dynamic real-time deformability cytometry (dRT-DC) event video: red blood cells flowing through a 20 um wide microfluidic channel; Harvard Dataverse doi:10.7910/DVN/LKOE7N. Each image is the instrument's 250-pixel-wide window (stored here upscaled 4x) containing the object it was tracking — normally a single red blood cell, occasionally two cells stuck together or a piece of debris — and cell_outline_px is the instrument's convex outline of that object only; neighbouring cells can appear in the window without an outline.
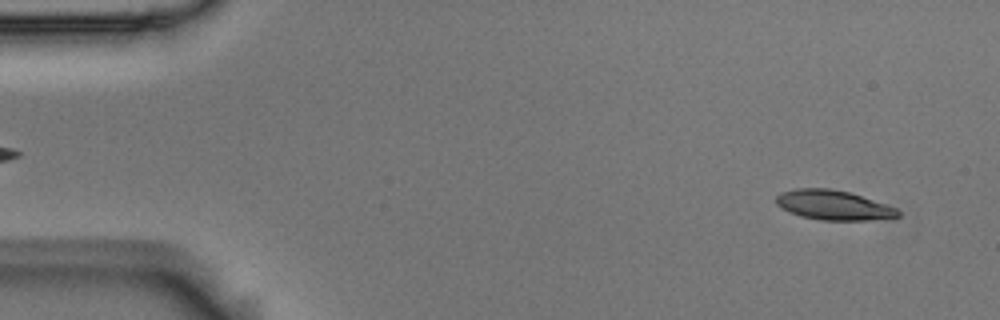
{"species": "Egyptian fruit bat (a non-hibernating species)", "species_latin": "Rousettus aegyptiacus", "temperature_condition": "room temperature", "stored_images_in_passage": 54, "camera_frame_rate_fps": 3000, "um_per_image_px": 0.085, "animal": {"sex": "male"}, "frame": {"image": 1, "passage_image": 3, "time_ms": 0.667, "image_size_px": [1000, 320], "cell_outline_px": [[900, 216], [864, 220], [820, 220], [800, 216], [776, 204], [776, 196], [780, 192], [796, 188], [832, 188], [848, 192], [896, 208], [900, 212]], "centroid_in_image_um": [70.79, 17.42], "position_along_channel_um": 14.2, "area_um2": 20.69}}
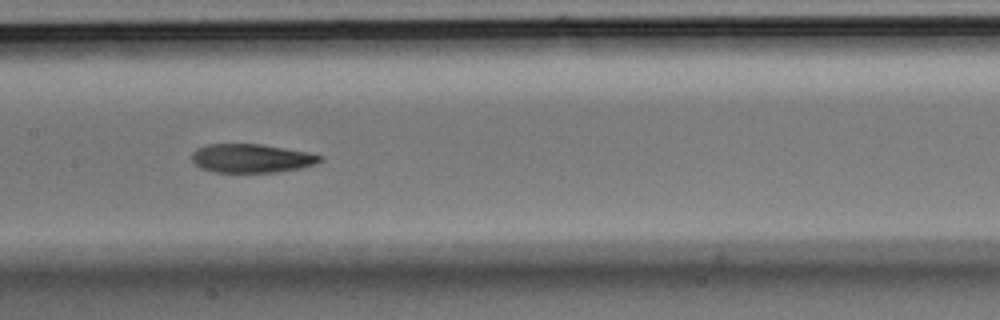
{"frame": {"image": 2, "passage_image": 26, "time_ms": 8.333, "image_size_px": [1000, 320], "cell_outline_px": [[324, 156], [320, 160], [312, 164], [300, 168], [272, 172], [212, 172], [200, 168], [192, 160], [192, 152], [196, 148], [204, 144], [260, 144], [308, 152]], "centroid_in_image_um": [21.31, 13.45], "position_along_channel_um": 186.1, "area_um2": 21.33}}
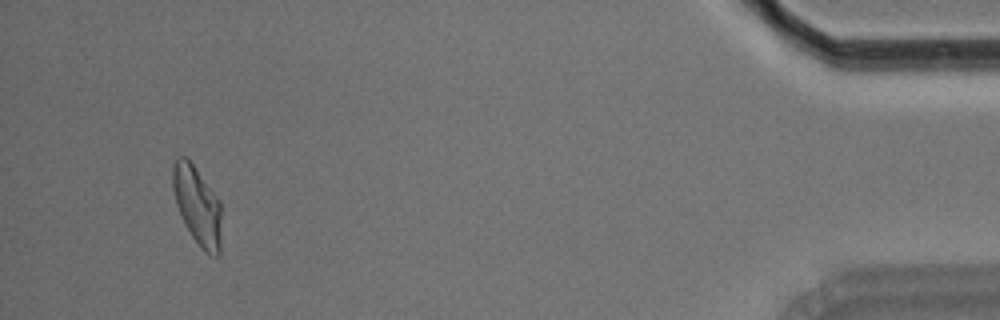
{"frame": {"image": 3, "passage_image": 51, "time_ms": 16.667, "image_size_px": [1000, 320], "cell_outline_px": [[220, 256], [216, 256], [204, 252], [192, 236], [184, 224], [176, 204], [172, 188], [172, 164], [176, 156], [184, 156], [192, 164], [220, 200]], "centroid_in_image_um": [16.75, 17.46], "position_along_channel_um": 418.5, "area_um2": 22.2}, "authors_computed_cell_mechanics": {"area_um2": 21.9062, "velocity_mm_per_s": 3.6693, "shape_relaxation_time_tau1_ms": 4.0611, "shape_relaxation_time_tau2_ms": 3.0372, "deformation_change_tau1": 0.1777, "deformation_change_tau2": 0.1098}}